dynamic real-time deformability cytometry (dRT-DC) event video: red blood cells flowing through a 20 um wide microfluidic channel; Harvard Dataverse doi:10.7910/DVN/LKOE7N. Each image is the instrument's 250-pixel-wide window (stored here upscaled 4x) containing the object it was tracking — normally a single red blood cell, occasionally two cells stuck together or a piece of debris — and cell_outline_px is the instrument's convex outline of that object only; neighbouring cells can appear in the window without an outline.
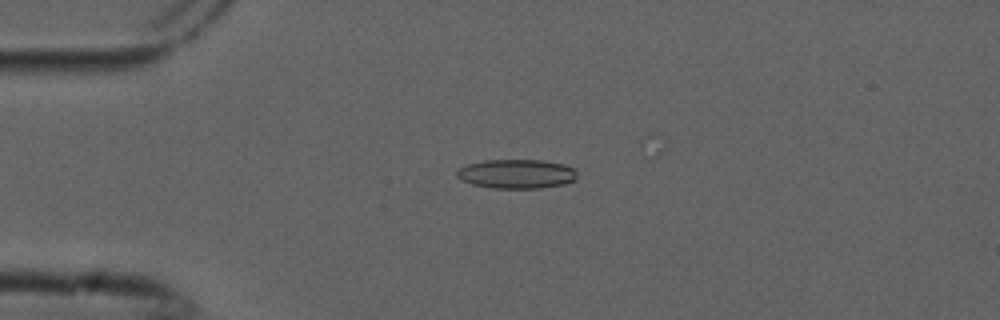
{"species": "common noctule bat (a hibernating species)", "species_latin": "Nyctalus noctula", "temperature_condition": "cold", "stored_images_in_passage": 6, "camera_frame_rate_fps": 3000, "um_per_image_px": 0.085, "animal": {"sex": "male", "forearm_length_mm": 52.5}, "frame": {"image": 1, "passage_image": 2, "time_ms": 0.333, "image_size_px": [1000, 320], "cell_outline_px": [[576, 180], [564, 184], [540, 188], [492, 188], [472, 184], [456, 176], [456, 172], [460, 168], [468, 164], [484, 160], [540, 160], [564, 164], [572, 168], [576, 172]], "centroid_in_image_um": [43.92, 14.78], "position_along_channel_um": 41.1, "area_um2": 20.35}}
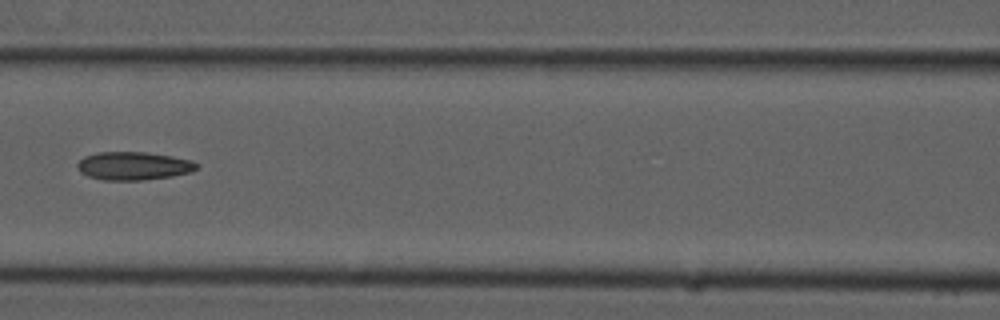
{"frame": {"image": 2, "passage_image": 5, "time_ms": 1.333, "image_size_px": [1000, 320], "cell_outline_px": [[200, 164], [192, 172], [172, 176], [140, 180], [104, 180], [88, 176], [80, 172], [76, 168], [76, 164], [84, 156], [96, 152], [148, 152], [172, 156], [192, 160]], "centroid_in_image_um": [11.34, 14.09], "position_along_channel_um": 155.3, "area_um2": 19.77}}
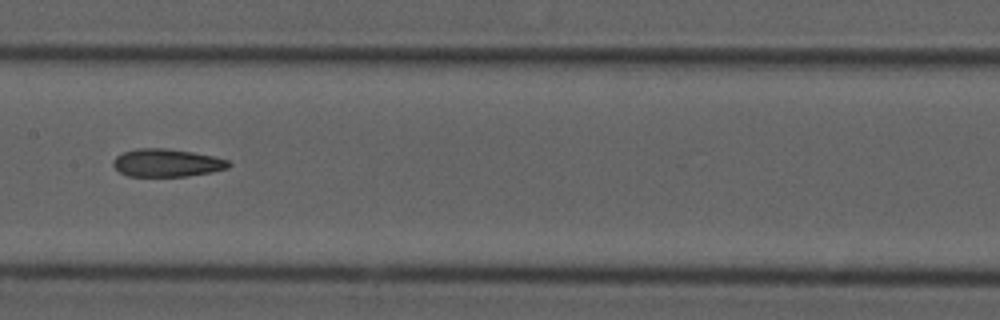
{"frame": {"image": 3, "passage_image": 6, "time_ms": 1.667, "image_size_px": [1000, 320], "cell_outline_px": [[232, 164], [228, 168], [212, 172], [188, 176], [128, 176], [120, 172], [112, 164], [112, 160], [116, 156], [124, 152], [136, 148], [164, 148], [192, 152], [212, 156], [228, 160]], "centroid_in_image_um": [14.17, 13.84], "position_along_channel_um": 193.2, "area_um2": 18.73}}